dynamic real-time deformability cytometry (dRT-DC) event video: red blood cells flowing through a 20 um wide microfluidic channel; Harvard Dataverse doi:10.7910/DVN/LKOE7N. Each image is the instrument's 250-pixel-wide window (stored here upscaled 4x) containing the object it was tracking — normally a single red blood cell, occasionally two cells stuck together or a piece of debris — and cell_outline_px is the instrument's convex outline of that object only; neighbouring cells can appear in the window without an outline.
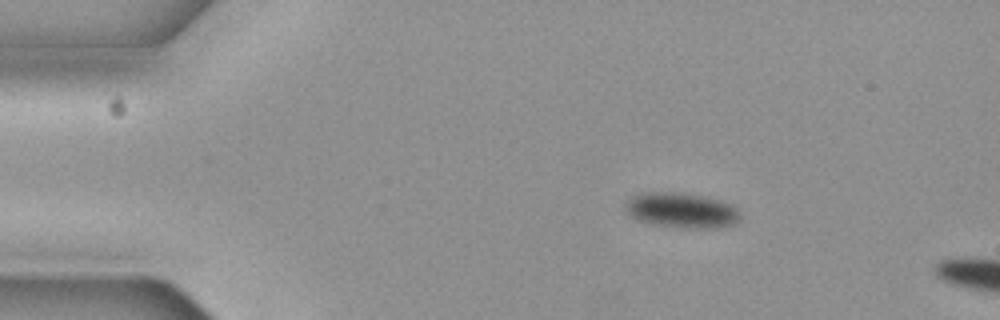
{"species": "common noctule bat (a hibernating species)", "species_latin": "Nyctalus noctula", "temperature_condition": "cold", "stored_images_in_passage": 2, "camera_frame_rate_fps": 3000, "um_per_image_px": 0.085, "animal": {"sex": "female", "body_mass_g": 19.3, "forearm_length_mm": 54.1}, "frame": {"image": 1, "passage_image": 1, "time_ms": 0.0, "image_size_px": [1000, 320], "cell_outline_px": [[740, 220], [732, 224], [716, 228], [684, 228], [652, 224], [640, 220], [632, 216], [624, 208], [624, 204], [632, 196], [640, 192], [680, 192], [708, 196], [732, 204], [740, 212]], "centroid_in_image_um": [57.95, 17.86], "position_along_channel_um": 27.1, "area_um2": 23.81}}